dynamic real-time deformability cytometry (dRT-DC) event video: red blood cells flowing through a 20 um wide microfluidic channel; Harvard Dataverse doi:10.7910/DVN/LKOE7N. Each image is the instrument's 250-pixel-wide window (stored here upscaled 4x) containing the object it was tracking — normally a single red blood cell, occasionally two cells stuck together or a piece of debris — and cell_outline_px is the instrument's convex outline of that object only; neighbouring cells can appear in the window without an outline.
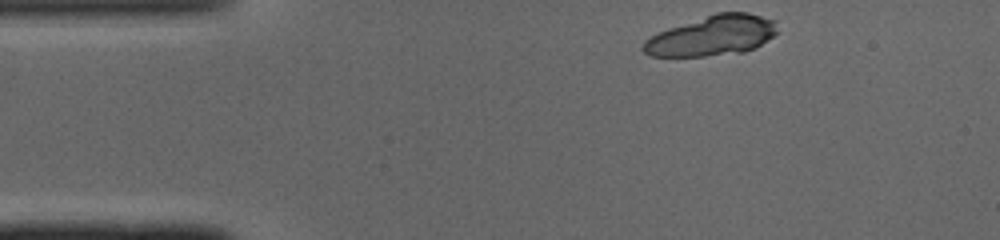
{"species": "common noctule bat (a hibernating species)", "species_latin": "Nyctalus noctula", "temperature_condition": "cold", "stored_images_in_passage": 42, "camera_frame_rate_fps": 3000, "um_per_image_px": 0.085, "animal": {"sex": "male", "body_mass_g": 19.0, "forearm_length_mm": 50.8}, "frame": {"image": 1, "passage_image": 1, "time_ms": 0.0, "image_size_px": [1000, 240], "cell_outline_px": [[776, 32], [772, 36], [756, 48], [744, 52], [704, 56], [652, 56], [644, 52], [640, 48], [644, 40], [668, 28], [716, 12], [748, 12], [776, 20]], "centroid_in_image_um": [60.54, 3.03], "position_along_channel_um": 24.5, "area_um2": 31.27}}